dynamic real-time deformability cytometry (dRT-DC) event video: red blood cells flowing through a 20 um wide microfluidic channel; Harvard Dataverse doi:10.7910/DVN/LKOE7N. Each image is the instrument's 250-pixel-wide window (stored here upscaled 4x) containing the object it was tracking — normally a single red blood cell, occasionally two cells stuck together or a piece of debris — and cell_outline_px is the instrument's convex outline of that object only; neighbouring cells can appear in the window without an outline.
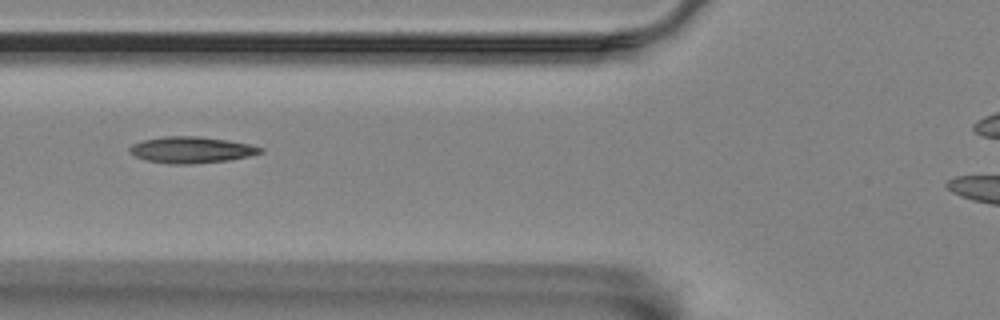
{"species": "Egyptian fruit bat (a non-hibernating species)", "species_latin": "Rousettus aegyptiacus", "temperature_condition": "room temperature", "stored_images_in_passage": 10, "camera_frame_rate_fps": 3000, "um_per_image_px": 0.085, "animal": {"sex": "female"}, "frame": {"image": 1, "passage_image": 7, "time_ms": 6.667, "image_size_px": [1000, 320], "cell_outline_px": [[264, 152], [248, 156], [228, 160], [192, 164], [168, 164], [144, 160], [136, 156], [128, 148], [132, 144], [144, 140], [164, 136], [200, 136], [228, 140], [248, 144], [264, 148]], "centroid_in_image_um": [16.27, 12.74], "position_along_channel_um": 109.5, "area_um2": 20.06}}
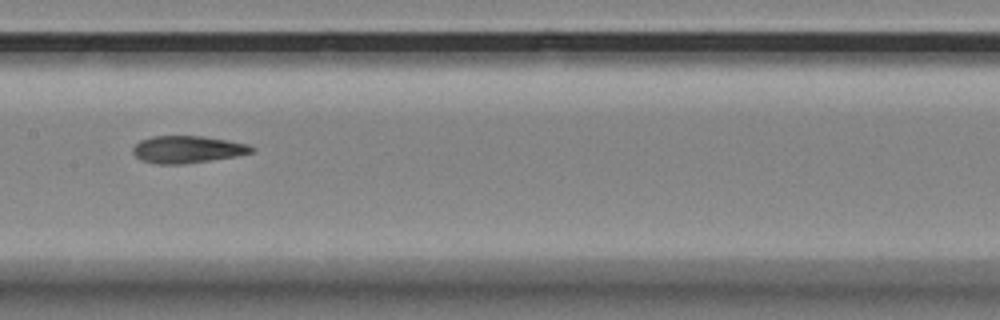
{"frame": {"image": 2, "passage_image": 9, "time_ms": 9.0, "image_size_px": [1000, 320], "cell_outline_px": [[256, 148], [252, 152], [236, 156], [180, 164], [156, 164], [144, 160], [136, 156], [132, 152], [132, 148], [140, 140], [152, 136], [204, 136], [248, 144]], "centroid_in_image_um": [15.92, 12.69], "position_along_channel_um": 191.5, "area_um2": 18.61}}
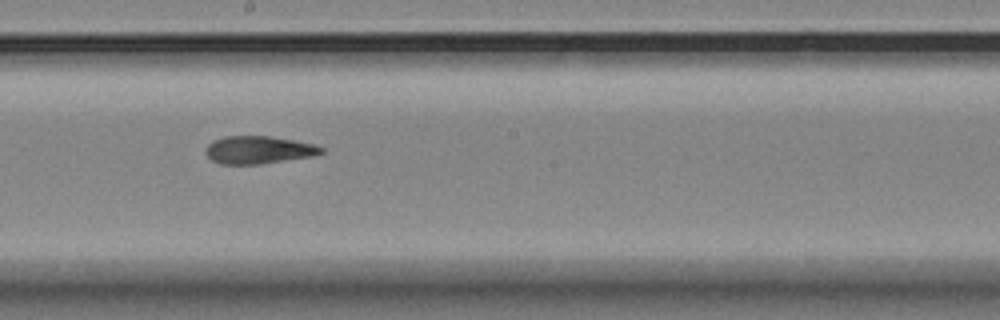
{"frame": {"image": 3, "passage_image": 10, "time_ms": 10.0, "image_size_px": [1000, 320], "cell_outline_px": [[324, 152], [312, 156], [260, 164], [220, 164], [212, 160], [208, 156], [204, 148], [212, 140], [224, 136], [268, 136], [292, 140], [312, 144], [324, 148]], "centroid_in_image_um": [21.93, 12.74], "position_along_channel_um": 226.3, "area_um2": 18.55}}